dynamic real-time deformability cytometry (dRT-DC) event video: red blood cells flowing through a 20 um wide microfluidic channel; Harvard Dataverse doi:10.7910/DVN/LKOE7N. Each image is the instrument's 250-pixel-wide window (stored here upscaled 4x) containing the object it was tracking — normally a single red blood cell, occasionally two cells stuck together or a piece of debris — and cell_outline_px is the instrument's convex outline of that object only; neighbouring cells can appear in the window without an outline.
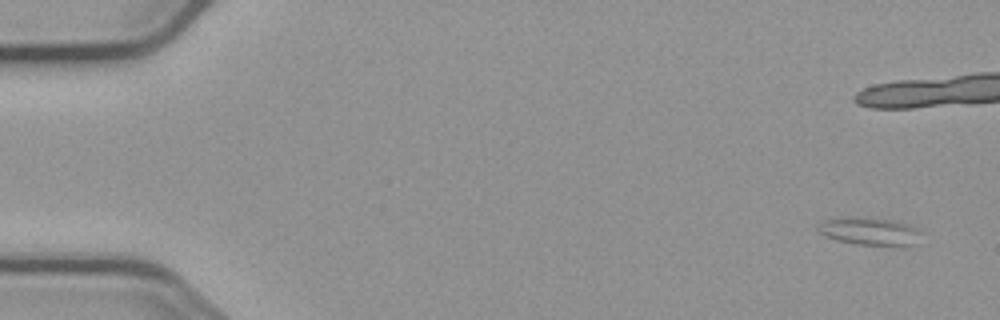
{"species": "common noctule bat (a hibernating species)", "species_latin": "Nyctalus noctula", "temperature_condition": "cold", "stored_images_in_passage": 51, "camera_frame_rate_fps": 3000, "um_per_image_px": 0.085, "animal": {"sex": "male", "body_mass_g": 23.1, "forearm_length_mm": 52.7}, "frame": {"image": 1, "passage_image": 1, "time_ms": 0.0, "image_size_px": [1000, 320], "cell_outline_px": [[920, 228], [904, 244], [860, 244], [840, 240], [828, 236], [820, 232], [816, 228], [816, 224], [824, 220], [888, 220], [908, 224]], "centroid_in_image_um": [73.77, 19.66], "position_along_channel_um": 11.2, "area_um2": 14.39}, "authors_computed_cell_mechanics": {"area_um2": 12.3692, "velocity_mm_per_s": 3.6658, "shape_relaxation_time_tau1_ms": 7.4721, "shape_relaxation_time_tau2_ms": null, "deformation_change_tau1": 0.1577, "deformation_change_tau2": null}}